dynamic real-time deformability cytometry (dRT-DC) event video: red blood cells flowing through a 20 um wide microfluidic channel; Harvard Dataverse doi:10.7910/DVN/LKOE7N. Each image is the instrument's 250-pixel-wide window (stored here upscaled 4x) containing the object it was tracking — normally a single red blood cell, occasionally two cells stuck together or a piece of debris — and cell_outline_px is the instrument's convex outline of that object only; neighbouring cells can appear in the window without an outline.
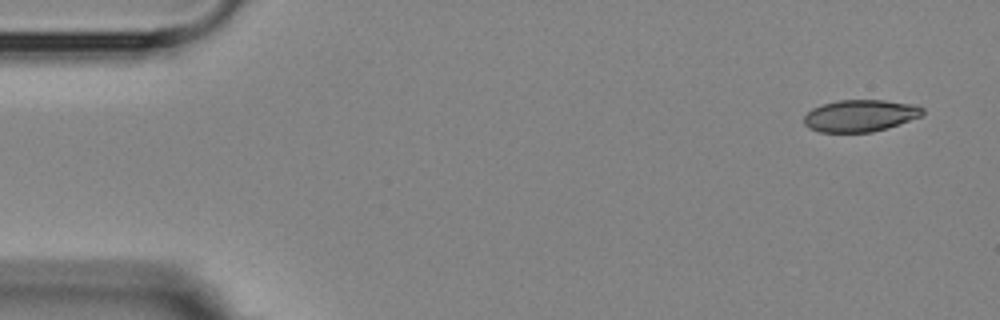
{"species": "Egyptian fruit bat (a non-hibernating species)", "species_latin": "Rousettus aegyptiacus", "temperature_condition": "room temperature", "stored_images_in_passage": 6, "camera_frame_rate_fps": 3000, "um_per_image_px": 0.085, "animal": {"sex": "female"}, "frame": {"image": 1, "passage_image": 1, "time_ms": 0.0, "image_size_px": [1000, 320], "cell_outline_px": [[924, 116], [888, 128], [872, 132], [820, 132], [808, 128], [804, 124], [804, 116], [812, 108], [820, 104], [840, 100], [884, 100], [916, 104], [924, 108]], "centroid_in_image_um": [73.15, 9.83], "position_along_channel_um": 11.8, "area_um2": 22.43}}
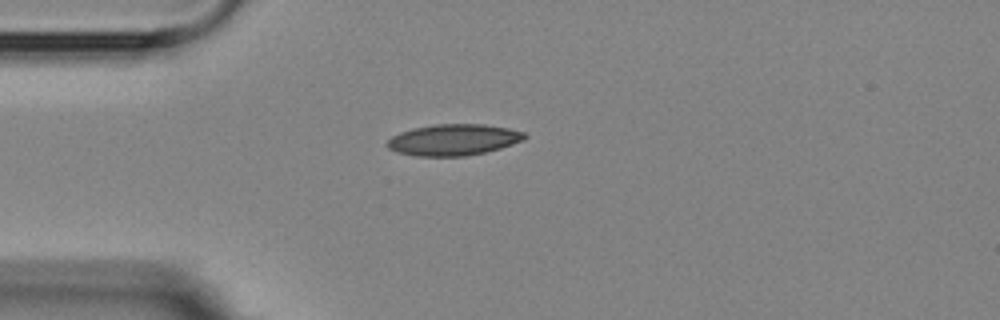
{"frame": {"image": 2, "passage_image": 4, "time_ms": 3.667, "image_size_px": [1000, 320], "cell_outline_px": [[528, 136], [524, 140], [500, 148], [484, 152], [464, 156], [416, 156], [400, 152], [388, 148], [384, 144], [392, 136], [400, 132], [412, 128], [436, 124], [484, 124], [508, 128], [524, 132]], "centroid_in_image_um": [38.54, 11.87], "position_along_channel_um": 46.5, "area_um2": 24.97}}
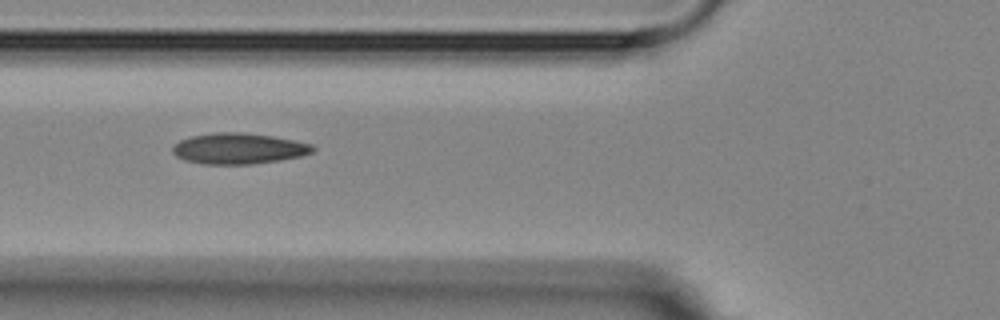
{"frame": {"image": 3, "passage_image": 6, "time_ms": 5.667, "image_size_px": [1000, 320], "cell_outline_px": [[316, 148], [312, 152], [300, 156], [280, 160], [252, 164], [204, 164], [184, 160], [176, 156], [172, 152], [172, 148], [180, 140], [192, 136], [212, 132], [240, 132], [272, 136], [312, 144]], "centroid_in_image_um": [20.27, 12.62], "position_along_channel_um": 105.5, "area_um2": 25.14}}